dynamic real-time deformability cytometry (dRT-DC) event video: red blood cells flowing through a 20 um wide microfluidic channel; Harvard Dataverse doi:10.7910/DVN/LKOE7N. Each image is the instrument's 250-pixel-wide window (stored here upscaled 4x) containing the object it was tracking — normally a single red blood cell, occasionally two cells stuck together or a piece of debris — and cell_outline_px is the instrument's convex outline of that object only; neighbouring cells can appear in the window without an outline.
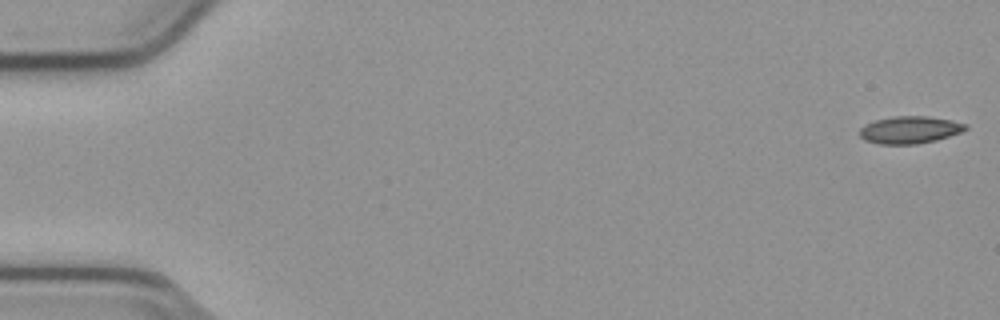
{"species": "common noctule bat (a hibernating species)", "species_latin": "Nyctalus noctula", "temperature_condition": "cold", "stored_images_in_passage": 54, "camera_frame_rate_fps": 3000, "um_per_image_px": 0.085, "animal": {"sex": "male", "body_mass_g": 23.1, "forearm_length_mm": 52.7}, "frame": {"image": 1, "passage_image": 1, "time_ms": 0.0, "image_size_px": [1000, 320], "cell_outline_px": [[968, 128], [960, 132], [936, 140], [916, 144], [880, 144], [864, 140], [860, 136], [860, 128], [864, 124], [876, 120], [892, 116], [928, 116], [952, 120], [968, 124]], "centroid_in_image_um": [77.32, 11.03], "position_along_channel_um": 7.7, "area_um2": 16.88}}
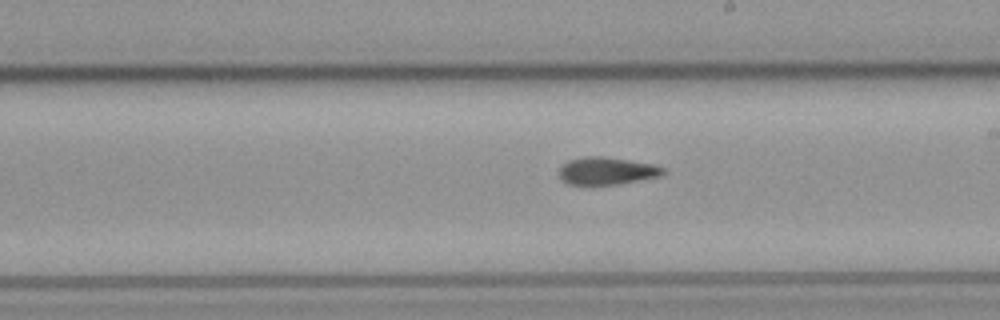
{"frame": {"image": 2, "passage_image": 31, "time_ms": 10.0, "image_size_px": [1000, 320], "cell_outline_px": [[668, 172], [664, 176], [620, 184], [568, 184], [560, 180], [556, 172], [568, 160], [584, 156], [604, 156], [656, 164], [664, 168]], "centroid_in_image_um": [51.62, 14.52], "position_along_channel_um": 237.4, "area_um2": 17.17}}
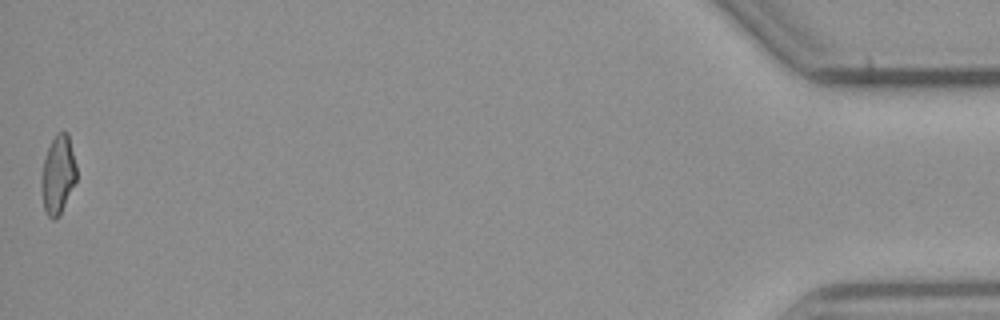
{"frame": {"image": 3, "passage_image": 54, "time_ms": 17.667, "image_size_px": [1000, 320], "cell_outline_px": [[76, 180], [56, 220], [52, 220], [48, 216], [44, 208], [40, 184], [40, 180], [44, 160], [48, 148], [56, 132], [68, 132], [76, 164]], "centroid_in_image_um": [4.91, 14.82], "position_along_channel_um": 430.3, "area_um2": 15.9}, "authors_computed_cell_mechanics": {"area_um2": 17.0221, "velocity_mm_per_s": 3.8171, "shape_relaxation_time_tau1_ms": null, "shape_relaxation_time_tau2_ms": 2.2915, "deformation_change_tau1": null, "deformation_change_tau2": 0.0755}}